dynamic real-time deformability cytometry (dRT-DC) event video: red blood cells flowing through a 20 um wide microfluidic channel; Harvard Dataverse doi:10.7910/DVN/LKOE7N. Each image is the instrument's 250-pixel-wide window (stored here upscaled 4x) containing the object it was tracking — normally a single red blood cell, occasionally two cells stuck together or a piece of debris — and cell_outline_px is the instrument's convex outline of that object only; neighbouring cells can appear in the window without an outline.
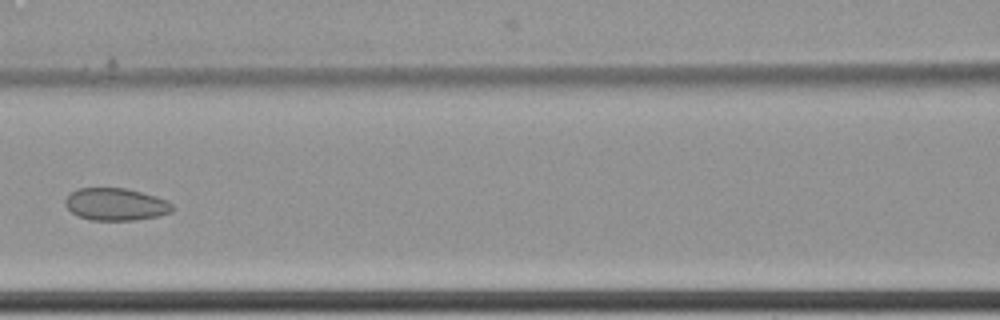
{"species": "common noctule bat (a hibernating species)", "species_latin": "Nyctalus noctula", "temperature_condition": "cold", "stored_images_in_passage": 9, "camera_frame_rate_fps": 3000, "um_per_image_px": 0.085, "animal": {"sex": "female", "body_mass_g": 22.7, "forearm_length_mm": 54.2}, "frame": {"image": 1, "passage_image": 9, "time_ms": 2.667, "image_size_px": [1000, 320], "cell_outline_px": [[176, 208], [172, 212], [156, 216], [136, 220], [92, 220], [76, 216], [64, 204], [64, 200], [72, 192], [80, 188], [128, 188], [156, 196], [168, 200]], "centroid_in_image_um": [9.87, 17.36], "position_along_channel_um": 156.7, "area_um2": 20.35}}